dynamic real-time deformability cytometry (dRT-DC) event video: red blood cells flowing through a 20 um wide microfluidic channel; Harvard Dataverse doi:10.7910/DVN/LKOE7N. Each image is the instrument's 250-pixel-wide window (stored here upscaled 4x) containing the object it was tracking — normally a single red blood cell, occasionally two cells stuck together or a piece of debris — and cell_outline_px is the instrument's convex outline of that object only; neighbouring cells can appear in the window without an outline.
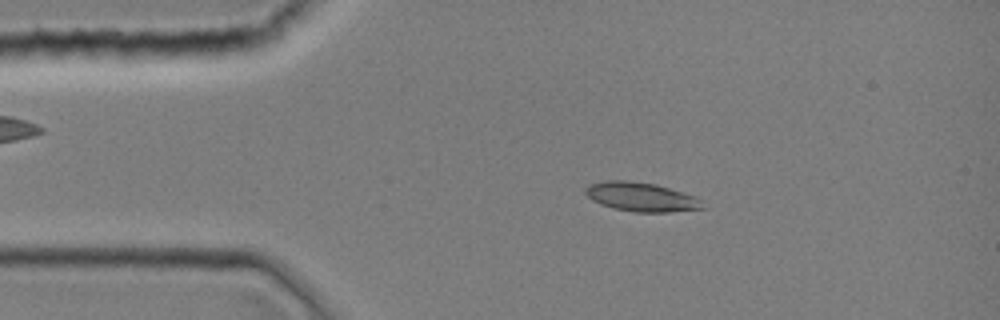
{"species": "common noctule bat (a hibernating species)", "species_latin": "Nyctalus noctula", "temperature_condition": "room temperature", "stored_images_in_passage": 42, "camera_frame_rate_fps": 3000, "um_per_image_px": 0.085, "animal": {"sex": "female", "body_mass_g": 19.0, "forearm_length_mm": 51.5}, "frame": {"image": 1, "passage_image": 7, "time_ms": 2.0, "image_size_px": [1000, 320], "cell_outline_px": [[708, 208], [668, 212], [636, 212], [616, 208], [592, 200], [584, 192], [584, 188], [588, 184], [604, 180], [628, 180], [656, 184], [696, 196], [704, 200]], "centroid_in_image_um": [54.57, 16.73], "position_along_channel_um": 30.4, "area_um2": 20.06}}
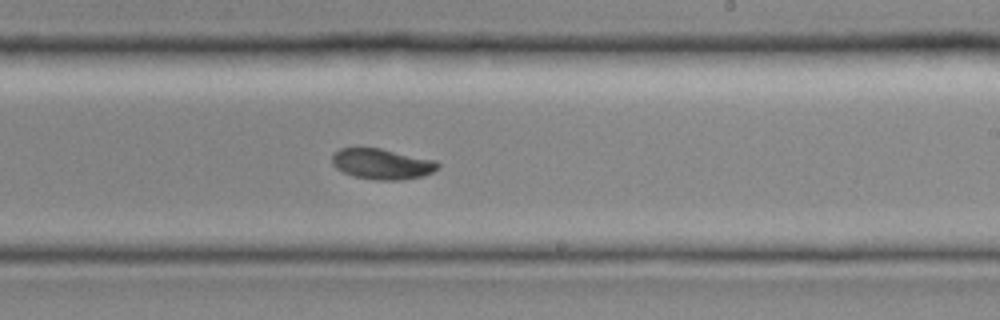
{"frame": {"image": 2, "passage_image": 25, "time_ms": 8.0, "image_size_px": [1000, 320], "cell_outline_px": [[440, 164], [432, 172], [420, 176], [400, 180], [376, 180], [352, 176], [336, 168], [332, 164], [332, 152], [340, 148], [380, 148], [436, 160]], "centroid_in_image_um": [32.43, 13.93], "position_along_channel_um": 256.6, "area_um2": 18.84}}
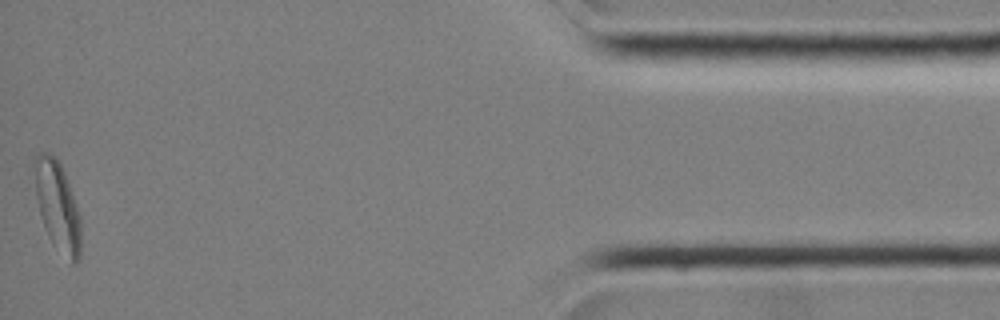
{"frame": {"image": 3, "passage_image": 42, "time_ms": 13.667, "image_size_px": [1000, 320], "cell_outline_px": [[80, 256], [76, 264], [72, 264], [52, 244], [48, 236], [40, 216], [36, 196], [32, 164], [36, 156], [40, 152], [48, 152], [56, 156], [64, 172], [76, 204], [80, 216]], "centroid_in_image_um": [4.86, 17.5], "position_along_channel_um": 430.3, "area_um2": 24.39}}